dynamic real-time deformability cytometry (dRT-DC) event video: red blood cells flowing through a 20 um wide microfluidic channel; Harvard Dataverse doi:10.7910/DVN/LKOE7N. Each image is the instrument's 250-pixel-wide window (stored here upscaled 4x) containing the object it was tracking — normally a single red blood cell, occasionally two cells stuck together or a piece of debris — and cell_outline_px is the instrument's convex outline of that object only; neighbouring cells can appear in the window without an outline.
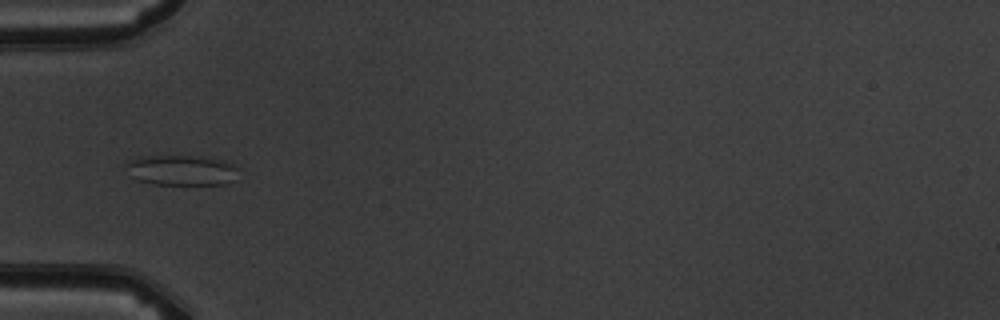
{"species": "common noctule bat (a hibernating species)", "species_latin": "Nyctalus noctula", "temperature_condition": "warm", "stored_images_in_passage": 6, "camera_frame_rate_fps": 3000, "um_per_image_px": 0.085, "animal": {"sex": "male", "body_mass_g": 19.5, "forearm_length_mm": 54.6}, "frame": {"image": 1, "passage_image": 4, "time_ms": 4.333, "image_size_px": [1000, 320], "cell_outline_px": [[236, 168], [232, 180], [228, 184], [152, 184], [136, 180], [132, 176], [124, 164], [128, 160], [144, 156], [204, 156], [224, 160], [232, 164]], "centroid_in_image_um": [15.38, 14.46], "position_along_channel_um": 69.6, "area_um2": 19.77}}
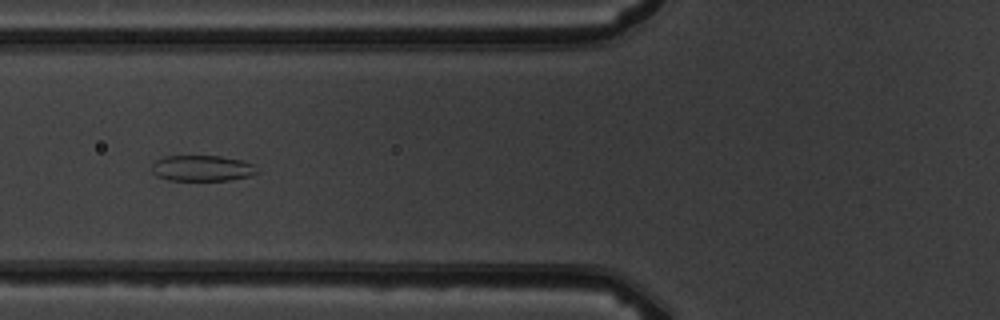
{"frame": {"image": 2, "passage_image": 5, "time_ms": 5.333, "image_size_px": [1000, 320], "cell_outline_px": [[260, 172], [252, 176], [228, 180], [168, 180], [156, 176], [152, 172], [152, 164], [156, 160], [164, 156], [220, 156], [244, 160], [252, 164]], "centroid_in_image_um": [17.2, 14.3], "position_along_channel_um": 108.6, "area_um2": 16.01}}